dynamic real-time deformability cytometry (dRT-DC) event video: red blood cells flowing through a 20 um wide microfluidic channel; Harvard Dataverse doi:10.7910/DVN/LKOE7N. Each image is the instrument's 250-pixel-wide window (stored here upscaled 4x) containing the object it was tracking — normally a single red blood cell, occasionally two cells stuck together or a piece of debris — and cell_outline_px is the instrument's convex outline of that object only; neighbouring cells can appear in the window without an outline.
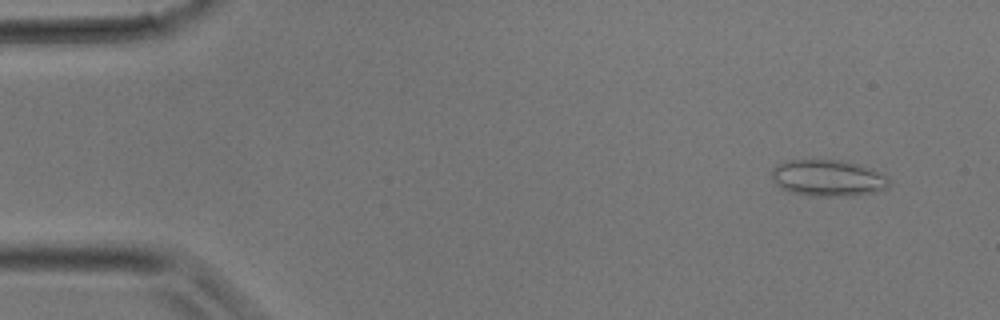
{"species": "common noctule bat (a hibernating species)", "species_latin": "Nyctalus noctula", "temperature_condition": "room temperature", "stored_images_in_passage": 35, "camera_frame_rate_fps": 3000, "um_per_image_px": 0.085, "animal": {"sex": "male", "body_mass_g": 17.9}, "frame": {"image": 1, "passage_image": 3, "time_ms": 0.667, "image_size_px": [1000, 320], "cell_outline_px": [[888, 188], [876, 192], [852, 196], [812, 196], [792, 192], [780, 188], [772, 180], [772, 168], [788, 160], [840, 160], [872, 168], [884, 172], [888, 176]], "centroid_in_image_um": [70.42, 15.14], "position_along_channel_um": 14.6, "area_um2": 25.14}}
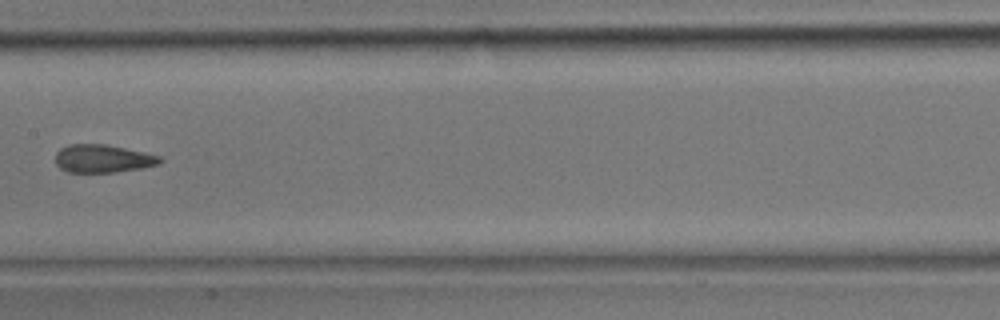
{"frame": {"image": 2, "passage_image": 18, "time_ms": 5.667, "image_size_px": [1000, 320], "cell_outline_px": [[164, 160], [160, 164], [140, 168], [116, 172], [68, 172], [60, 168], [56, 164], [56, 152], [60, 148], [68, 144], [104, 144], [144, 152], [160, 156]], "centroid_in_image_um": [8.73, 13.48], "position_along_channel_um": 198.7, "area_um2": 17.05}}
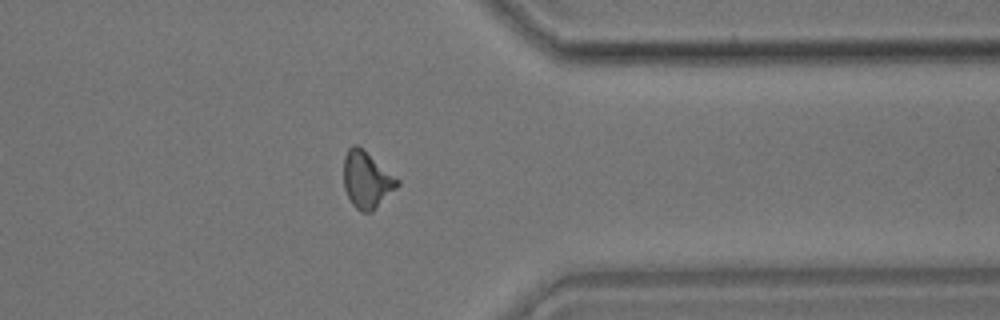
{"frame": {"image": 3, "passage_image": 28, "time_ms": 9.0, "image_size_px": [1000, 320], "cell_outline_px": [[400, 184], [372, 212], [360, 212], [352, 204], [344, 188], [344, 156], [348, 148], [352, 144], [356, 144], [400, 180]], "centroid_in_image_um": [31.16, 15.3], "position_along_channel_um": 380.2, "area_um2": 17.51}}